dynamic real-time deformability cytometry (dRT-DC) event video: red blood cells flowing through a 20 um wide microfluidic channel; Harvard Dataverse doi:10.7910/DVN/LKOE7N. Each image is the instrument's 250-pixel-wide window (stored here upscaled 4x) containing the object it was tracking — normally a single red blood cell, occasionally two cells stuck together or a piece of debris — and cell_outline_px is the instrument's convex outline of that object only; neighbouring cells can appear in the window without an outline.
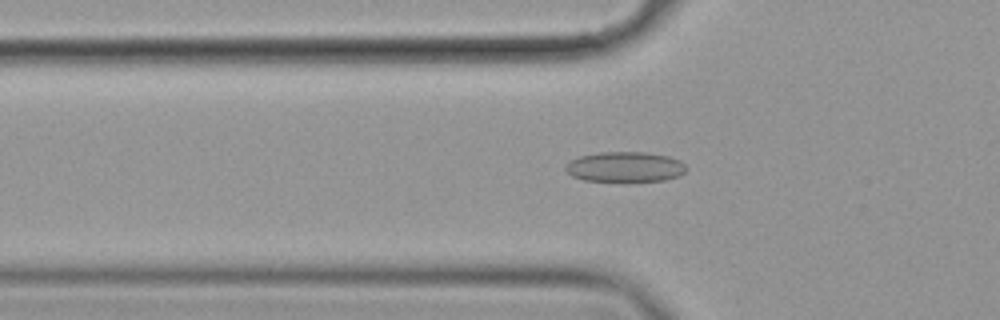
{"species": "common noctule bat (a hibernating species)", "species_latin": "Nyctalus noctula", "temperature_condition": "cold", "stored_images_in_passage": 44, "camera_frame_rate_fps": 3000, "um_per_image_px": 0.085, "animal": {"sex": "female", "body_mass_g": 19.9}, "frame": {"image": 1, "passage_image": 13, "time_ms": 4.0, "image_size_px": [1000, 320], "cell_outline_px": [[688, 168], [680, 176], [664, 180], [628, 184], [624, 184], [584, 180], [572, 176], [564, 168], [568, 160], [580, 156], [600, 152], [648, 152], [668, 156], [680, 160]], "centroid_in_image_um": [53.13, 14.23], "position_along_channel_um": 72.7, "area_um2": 22.31}}
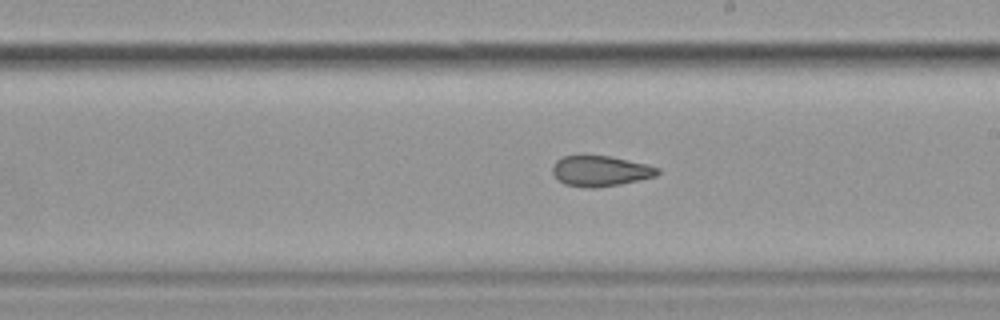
{"frame": {"image": 2, "passage_image": 27, "time_ms": 8.667, "image_size_px": [1000, 320], "cell_outline_px": [[660, 172], [656, 176], [640, 180], [620, 184], [596, 188], [584, 188], [564, 184], [552, 172], [552, 168], [556, 160], [564, 156], [612, 156], [648, 164], [660, 168]], "centroid_in_image_um": [51.07, 14.54], "position_along_channel_um": 237.9, "area_um2": 18.79}}
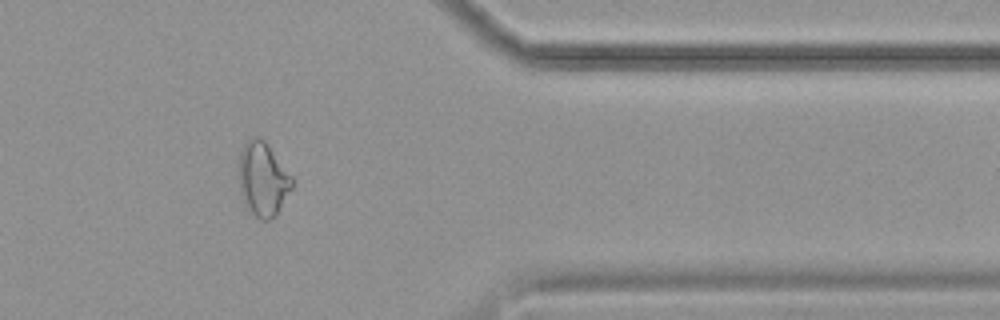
{"frame": {"image": 3, "passage_image": 41, "time_ms": 13.333, "image_size_px": [1000, 320], "cell_outline_px": [[292, 188], [276, 216], [268, 220], [260, 220], [248, 212], [244, 204], [240, 188], [240, 152], [244, 144], [252, 136], [260, 136], [268, 144], [292, 176]], "centroid_in_image_um": [22.35, 15.25], "position_along_channel_um": 389.0, "area_um2": 23.0}, "authors_computed_cell_mechanics": {"area_um2": 20.6635, "velocity_mm_per_s": 3.5403, "shape_relaxation_time_tau1_ms": null, "shape_relaxation_time_tau2_ms": 3.1565, "deformation_change_tau1": null, "deformation_change_tau2": 0.0926}}